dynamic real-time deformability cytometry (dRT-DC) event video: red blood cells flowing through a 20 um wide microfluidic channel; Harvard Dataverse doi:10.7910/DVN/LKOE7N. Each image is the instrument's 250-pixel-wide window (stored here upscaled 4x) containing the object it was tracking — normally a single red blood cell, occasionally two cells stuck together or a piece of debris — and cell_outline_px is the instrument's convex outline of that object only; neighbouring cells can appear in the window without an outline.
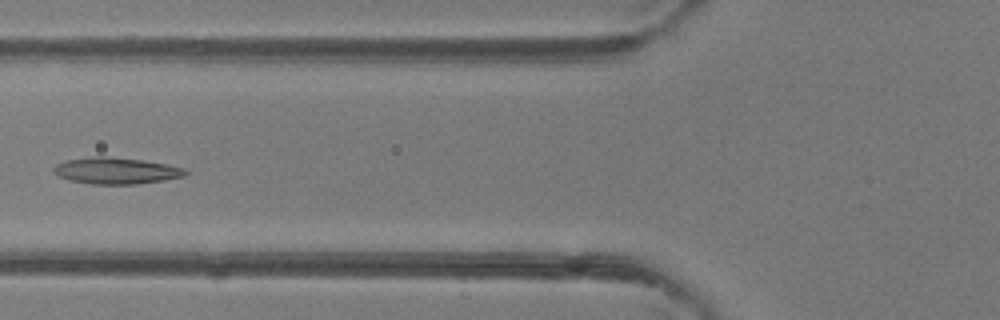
{"species": "common noctule bat (a hibernating species)", "species_latin": "Nyctalus noctula", "temperature_condition": "room temperature", "stored_images_in_passage": 7, "camera_frame_rate_fps": 3000, "um_per_image_px": 0.085, "animal": {"sex": "female"}, "frame": {"image": 1, "passage_image": 5, "time_ms": 1.333, "image_size_px": [1000, 320], "cell_outline_px": [[188, 172], [184, 176], [164, 180], [136, 184], [92, 184], [68, 180], [52, 172], [52, 168], [56, 164], [68, 160], [96, 156], [104, 156], [140, 160], [164, 164], [184, 168]], "centroid_in_image_um": [9.83, 14.52], "position_along_channel_um": 116.0, "area_um2": 20.06}}
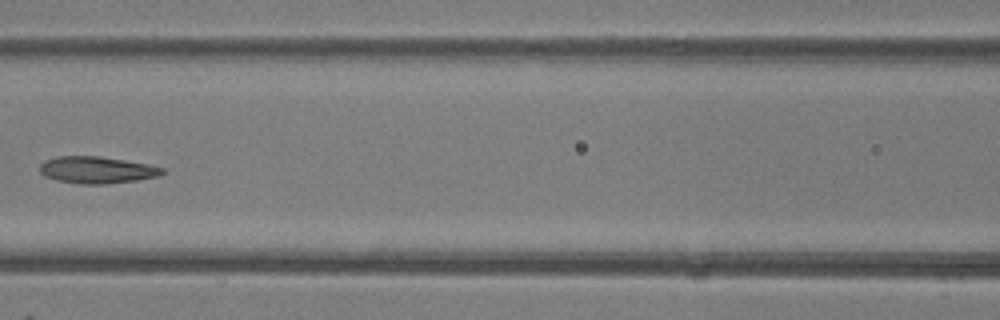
{"frame": {"image": 2, "passage_image": 6, "time_ms": 1.667, "image_size_px": [1000, 320], "cell_outline_px": [[164, 172], [160, 176], [136, 180], [104, 184], [80, 184], [56, 180], [44, 176], [40, 172], [40, 164], [44, 160], [56, 156], [100, 156], [152, 164], [164, 168]], "centroid_in_image_um": [8.24, 14.43], "position_along_channel_um": 158.4, "area_um2": 19.42}}
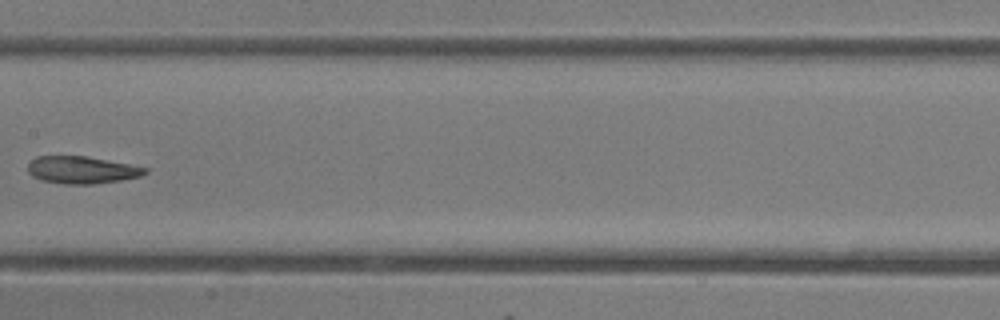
{"frame": {"image": 3, "passage_image": 7, "time_ms": 2.0, "image_size_px": [1000, 320], "cell_outline_px": [[148, 172], [140, 176], [120, 180], [92, 184], [64, 184], [40, 180], [32, 176], [28, 172], [28, 164], [36, 156], [84, 156], [128, 164], [148, 168]], "centroid_in_image_um": [6.92, 14.45], "position_along_channel_um": 200.5, "area_um2": 18.5}}